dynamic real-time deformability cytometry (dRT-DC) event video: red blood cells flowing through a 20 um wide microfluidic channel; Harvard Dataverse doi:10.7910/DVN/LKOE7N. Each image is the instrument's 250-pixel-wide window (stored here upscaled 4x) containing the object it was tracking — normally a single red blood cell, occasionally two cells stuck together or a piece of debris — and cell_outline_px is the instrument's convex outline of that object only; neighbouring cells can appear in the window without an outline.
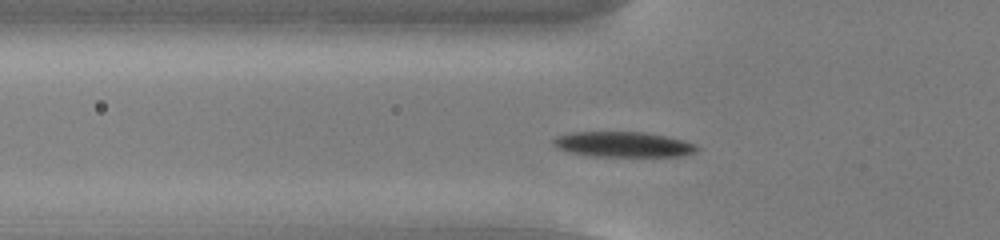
{"species": "common noctule bat (a hibernating species)", "species_latin": "Nyctalus noctula", "temperature_condition": "cold", "stored_images_in_passage": 47, "camera_frame_rate_fps": 3000, "um_per_image_px": 0.085, "animal": {"sex": "male", "body_mass_g": 13.0, "forearm_length_mm": 53.1}, "frame": {"image": 1, "passage_image": 11, "time_ms": 3.333, "image_size_px": [1000, 240], "cell_outline_px": [[700, 148], [696, 152], [684, 156], [592, 156], [572, 152], [556, 148], [552, 144], [552, 140], [556, 136], [572, 132], [644, 132], [684, 140], [696, 144]], "centroid_in_image_um": [52.99, 12.27], "position_along_channel_um": 72.8, "area_um2": 21.21}}
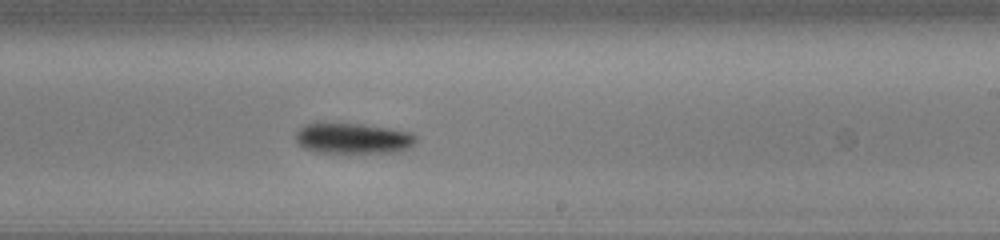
{"frame": {"image": 2, "passage_image": 26, "time_ms": 8.333, "image_size_px": [1000, 240], "cell_outline_px": [[416, 140], [408, 148], [400, 152], [316, 152], [304, 148], [296, 140], [296, 132], [304, 124], [316, 120], [324, 120], [360, 124], [388, 128], [408, 132], [416, 136]], "centroid_in_image_um": [29.91, 11.71], "position_along_channel_um": 259.1, "area_um2": 21.91}}
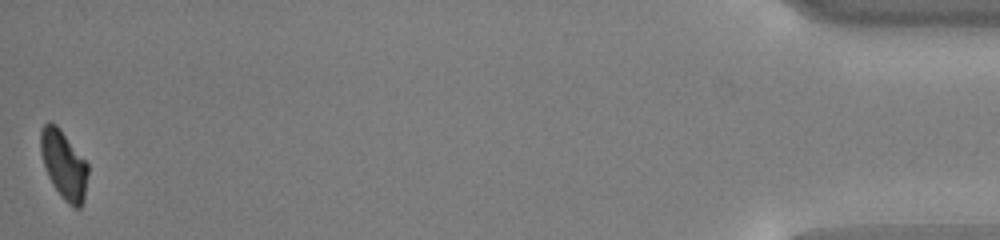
{"frame": {"image": 3, "passage_image": 47, "time_ms": 15.333, "image_size_px": [1000, 240], "cell_outline_px": [[88, 172], [84, 200], [80, 208], [72, 208], [64, 200], [52, 184], [48, 176], [40, 152], [40, 128], [48, 120], [56, 124], [60, 128], [88, 164]], "centroid_in_image_um": [5.41, 13.99], "position_along_channel_um": 429.8, "area_um2": 19.02}, "authors_computed_cell_mechanics": {"area_um2": 20.8658, "velocity_mm_per_s": 3.7375, "shape_relaxation_time_tau1_ms": 1.7171, "shape_relaxation_time_tau2_ms": null, "deformation_change_tau1": 0.1014, "deformation_change_tau2": null}}